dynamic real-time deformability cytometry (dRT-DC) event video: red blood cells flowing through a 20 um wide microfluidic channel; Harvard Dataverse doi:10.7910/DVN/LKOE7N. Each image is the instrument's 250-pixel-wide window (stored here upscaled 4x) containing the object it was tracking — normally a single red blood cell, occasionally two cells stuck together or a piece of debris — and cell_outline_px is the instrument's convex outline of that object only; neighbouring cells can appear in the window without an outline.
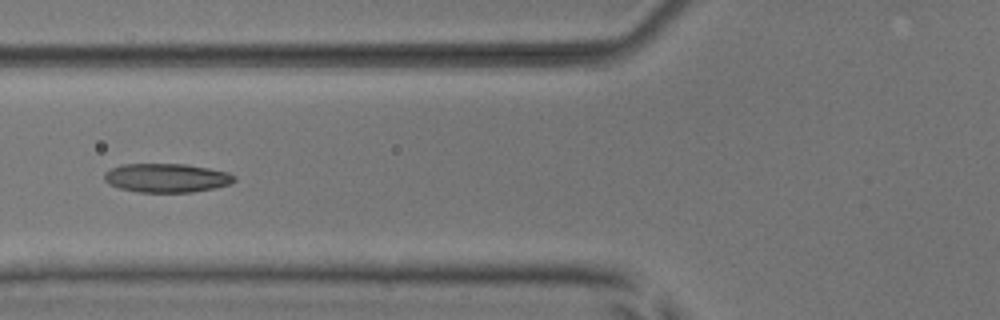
{"species": "common noctule bat (a hibernating species)", "species_latin": "Nyctalus noctula", "temperature_condition": "room temperature", "stored_images_in_passage": 6, "camera_frame_rate_fps": 3000, "um_per_image_px": 0.085, "animal": {"sex": "male", "body_mass_g": 17.9, "forearm_length_mm": 54.2}, "frame": {"image": 1, "passage_image": 6, "time_ms": 6.0, "image_size_px": [1000, 320], "cell_outline_px": [[236, 180], [228, 184], [212, 188], [192, 192], [140, 192], [120, 188], [104, 180], [104, 172], [120, 164], [184, 164], [208, 168], [228, 172], [236, 176]], "centroid_in_image_um": [14.16, 15.11], "position_along_channel_um": 111.6, "area_um2": 21.68}}